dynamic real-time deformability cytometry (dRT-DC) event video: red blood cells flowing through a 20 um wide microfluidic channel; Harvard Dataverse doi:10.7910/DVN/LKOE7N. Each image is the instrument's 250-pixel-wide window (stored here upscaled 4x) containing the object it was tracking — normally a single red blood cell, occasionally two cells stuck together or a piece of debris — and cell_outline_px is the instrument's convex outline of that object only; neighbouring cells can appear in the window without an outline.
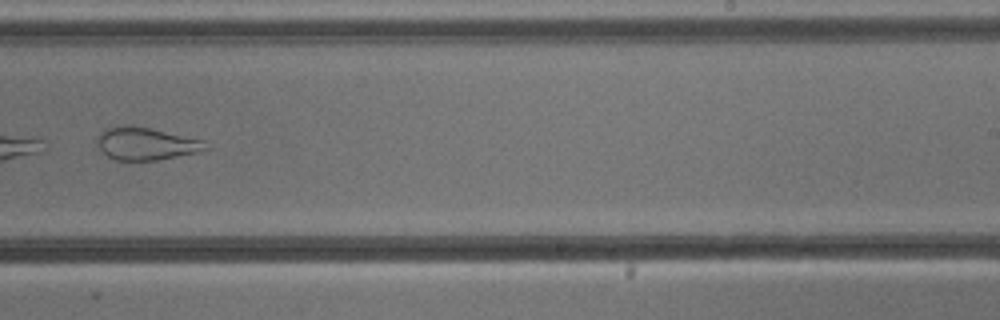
{"species": "common noctule bat (a hibernating species)", "species_latin": "Nyctalus noctula", "temperature_condition": "cold", "stored_images_in_passage": 9, "camera_frame_rate_fps": 3000, "um_per_image_px": 0.085, "animal": {"sex": "male", "body_mass_g": 13.3}, "frame": {"image": 1, "passage_image": 9, "time_ms": 10.0, "image_size_px": [1000, 320], "cell_outline_px": [[208, 148], [200, 152], [156, 160], [116, 160], [108, 156], [100, 148], [96, 140], [96, 136], [104, 128], [128, 124], [148, 128], [204, 140]], "centroid_in_image_um": [12.38, 12.2], "position_along_channel_um": 276.6, "area_um2": 20.52}}